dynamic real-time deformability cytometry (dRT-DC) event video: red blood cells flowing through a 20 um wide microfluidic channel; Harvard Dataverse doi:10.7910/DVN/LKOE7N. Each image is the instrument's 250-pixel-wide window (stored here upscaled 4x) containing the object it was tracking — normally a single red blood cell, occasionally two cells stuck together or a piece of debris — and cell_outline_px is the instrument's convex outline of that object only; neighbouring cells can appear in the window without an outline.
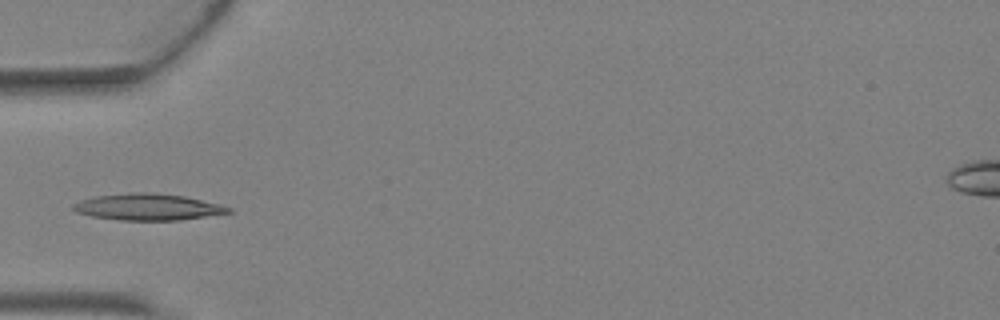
{"species": "Egyptian fruit bat (a non-hibernating species)", "species_latin": "Rousettus aegyptiacus", "temperature_condition": "warm", "stored_images_in_passage": 3, "camera_frame_rate_fps": 3000, "um_per_image_px": 0.085, "animal": {"sex": "female"}, "frame": {"image": 1, "passage_image": 3, "time_ms": 0.667, "image_size_px": [1000, 320], "cell_outline_px": [[232, 212], [180, 220], [120, 220], [92, 216], [76, 212], [72, 208], [72, 204], [80, 200], [96, 196], [132, 192], [144, 192], [184, 196], [220, 204], [232, 208]], "centroid_in_image_um": [12.55, 17.59], "position_along_channel_um": 72.4, "area_um2": 23.81}}